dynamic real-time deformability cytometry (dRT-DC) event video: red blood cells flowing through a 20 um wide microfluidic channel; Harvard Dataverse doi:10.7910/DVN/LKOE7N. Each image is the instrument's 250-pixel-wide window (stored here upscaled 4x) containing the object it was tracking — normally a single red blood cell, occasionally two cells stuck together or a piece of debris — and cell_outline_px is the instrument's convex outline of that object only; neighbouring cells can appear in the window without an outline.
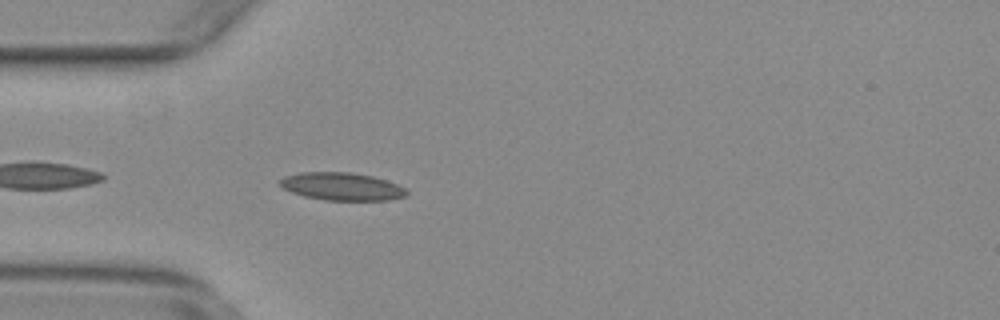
{"species": "common noctule bat (a hibernating species)", "species_latin": "Nyctalus noctula", "temperature_condition": "warm", "stored_images_in_passage": 42, "camera_frame_rate_fps": 3000, "um_per_image_px": 0.085, "animal": {"sex": "female", "body_mass_g": 29.2, "forearm_length_mm": 56.3}, "frame": {"image": 1, "passage_image": 3, "time_ms": 0.667, "image_size_px": [1000, 320], "cell_outline_px": [[408, 192], [404, 196], [388, 200], [324, 200], [304, 196], [292, 192], [284, 188], [280, 184], [280, 180], [284, 176], [300, 172], [348, 172], [372, 176], [396, 184], [404, 188]], "centroid_in_image_um": [29.02, 15.85], "position_along_channel_um": 56.0, "area_um2": 20.23}}
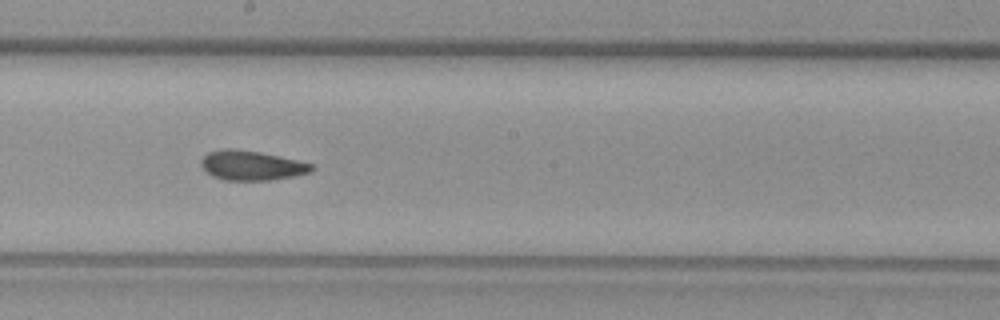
{"frame": {"image": 2, "passage_image": 17, "time_ms": 5.333, "image_size_px": [1000, 320], "cell_outline_px": [[316, 168], [312, 172], [272, 180], [224, 180], [212, 176], [200, 164], [200, 160], [208, 152], [224, 148], [228, 148], [260, 152], [296, 160], [312, 164]], "centroid_in_image_um": [21.38, 14.06], "position_along_channel_um": 226.8, "area_um2": 18.96}}
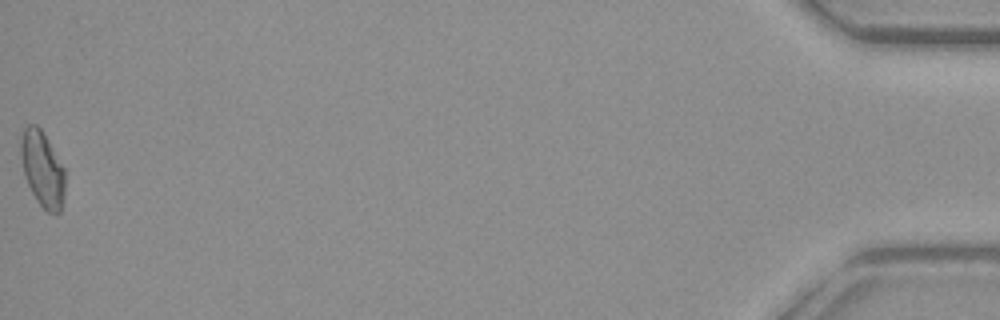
{"frame": {"image": 3, "passage_image": 42, "time_ms": 13.667, "image_size_px": [1000, 320], "cell_outline_px": [[64, 196], [60, 212], [56, 216], [48, 212], [36, 200], [24, 176], [20, 156], [20, 144], [24, 128], [28, 124], [36, 124], [40, 128], [64, 168]], "centroid_in_image_um": [3.59, 14.39], "position_along_channel_um": 431.6, "area_um2": 19.36}, "authors_computed_cell_mechanics": {"area_um2": 19.1607, "velocity_mm_per_s": 3.7472, "shape_relaxation_time_tau1_ms": 9.1705, "shape_relaxation_time_tau2_ms": 2.671, "deformation_change_tau1": 0.2, "deformation_change_tau2": 0.0946}}